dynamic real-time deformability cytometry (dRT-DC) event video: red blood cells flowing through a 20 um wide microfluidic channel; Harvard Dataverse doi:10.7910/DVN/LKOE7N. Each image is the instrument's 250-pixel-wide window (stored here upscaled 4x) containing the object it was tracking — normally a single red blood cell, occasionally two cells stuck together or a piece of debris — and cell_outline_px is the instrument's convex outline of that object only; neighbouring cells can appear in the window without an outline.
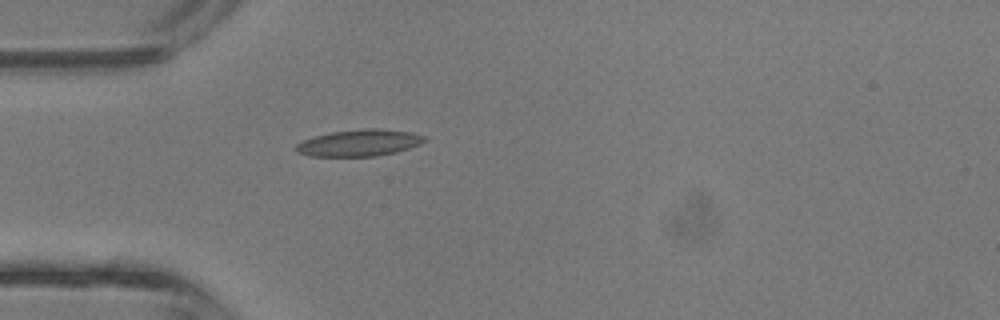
{"species": "common noctule bat (a hibernating species)", "species_latin": "Nyctalus noctula", "temperature_condition": "room temperature", "stored_images_in_passage": 1, "camera_frame_rate_fps": 3000, "um_per_image_px": 0.085, "animal": {"sex": "male", "body_mass_g": 13.3}, "frame": {"image": 1, "passage_image": 1, "time_ms": 0.0, "image_size_px": [1000, 320], "cell_outline_px": [[428, 140], [420, 144], [396, 152], [376, 156], [312, 156], [296, 152], [296, 144], [304, 140], [316, 136], [332, 132], [364, 128], [376, 128], [412, 132], [424, 136]], "centroid_in_image_um": [30.57, 12.14], "position_along_channel_um": 54.4, "area_um2": 19.83}}